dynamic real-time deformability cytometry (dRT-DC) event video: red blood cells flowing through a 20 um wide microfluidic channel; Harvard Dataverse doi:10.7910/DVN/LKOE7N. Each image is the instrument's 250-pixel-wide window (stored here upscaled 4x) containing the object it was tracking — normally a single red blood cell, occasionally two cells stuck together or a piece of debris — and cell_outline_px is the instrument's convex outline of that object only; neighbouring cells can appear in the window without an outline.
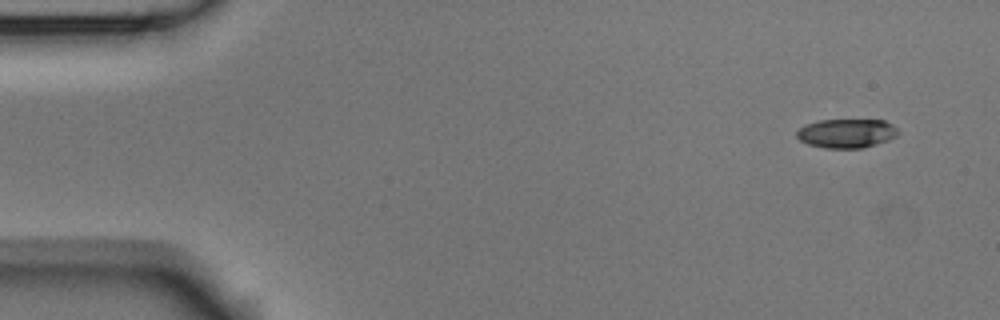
{"species": "Egyptian fruit bat (a non-hibernating species)", "species_latin": "Rousettus aegyptiacus", "temperature_condition": "room temperature", "stored_images_in_passage": 5, "segment_of_instrument_passage": [1, 2], "camera_frame_rate_fps": 3000, "um_per_image_px": 0.085, "animal": {"sex": "male"}, "frame": {"image": 1, "passage_image": 1, "time_ms": 0.0, "image_size_px": [1000, 320], "cell_outline_px": [[900, 132], [896, 136], [888, 140], [876, 144], [860, 148], [824, 148], [808, 144], [800, 140], [796, 136], [796, 132], [804, 124], [820, 120], [884, 120], [892, 124]], "centroid_in_image_um": [71.95, 11.33], "position_along_channel_um": 13.1, "area_um2": 17.17}}
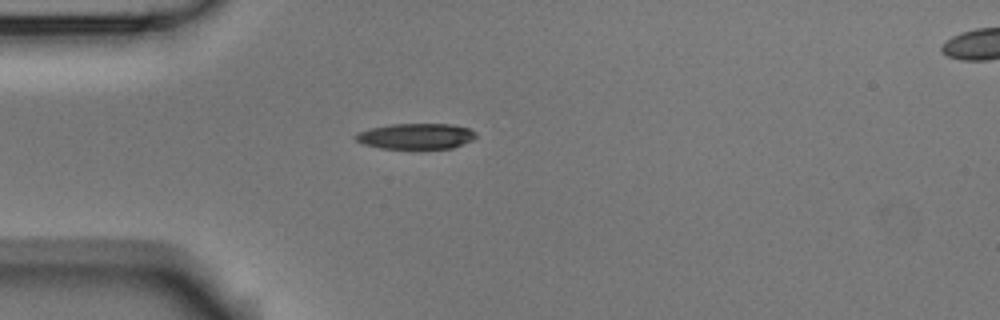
{"frame": {"image": 2, "passage_image": 4, "time_ms": 1.0, "image_size_px": [1000, 320], "cell_outline_px": [[476, 136], [472, 140], [452, 148], [380, 148], [364, 144], [356, 140], [356, 132], [372, 128], [392, 124], [452, 124], [468, 128], [476, 132]], "centroid_in_image_um": [35.37, 11.57], "position_along_channel_um": 49.6, "area_um2": 17.8}}